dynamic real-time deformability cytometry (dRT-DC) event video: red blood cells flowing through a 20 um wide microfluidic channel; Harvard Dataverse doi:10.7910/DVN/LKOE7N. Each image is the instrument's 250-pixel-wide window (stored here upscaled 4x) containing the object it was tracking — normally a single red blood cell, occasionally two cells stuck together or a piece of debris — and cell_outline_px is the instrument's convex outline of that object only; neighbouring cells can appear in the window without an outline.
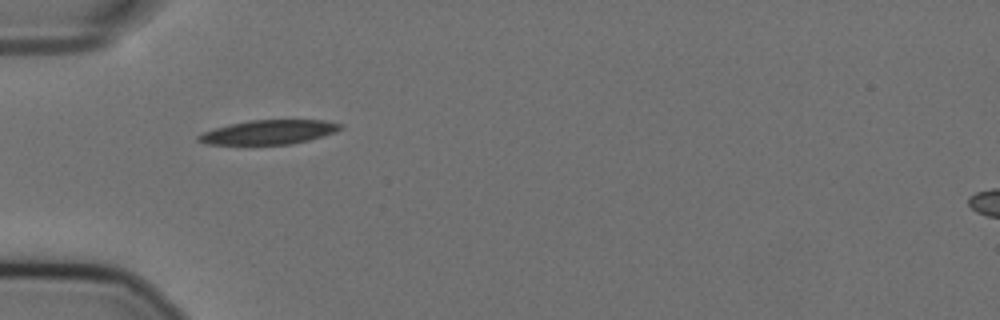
{"species": "Egyptian fruit bat (a non-hibernating species)", "species_latin": "Rousettus aegyptiacus", "temperature_condition": "cold", "stored_images_in_passage": 4, "camera_frame_rate_fps": 3000, "um_per_image_px": 0.085, "animal": {"sex": "female"}, "frame": {"image": 1, "passage_image": 1, "time_ms": 0.0, "image_size_px": [1000, 320], "cell_outline_px": [[344, 128], [336, 132], [324, 136], [292, 144], [204, 144], [196, 140], [196, 136], [204, 132], [228, 124], [248, 120], [324, 120], [340, 124]], "centroid_in_image_um": [22.85, 11.23], "position_along_channel_um": 62.2, "area_um2": 20.06}}
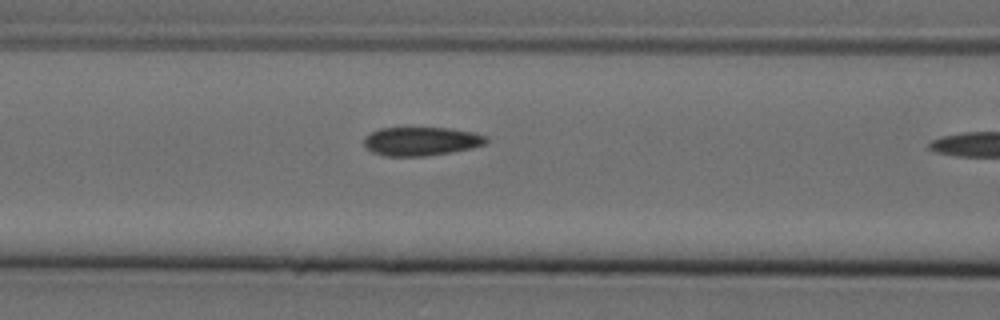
{"frame": {"image": 2, "passage_image": 3, "time_ms": 0.667, "image_size_px": [1000, 320], "cell_outline_px": [[488, 140], [484, 144], [472, 148], [452, 152], [424, 156], [384, 156], [372, 152], [364, 144], [364, 136], [380, 128], [448, 128], [472, 132], [484, 136]], "centroid_in_image_um": [35.77, 12.01], "position_along_channel_um": 130.8, "area_um2": 20.29}}